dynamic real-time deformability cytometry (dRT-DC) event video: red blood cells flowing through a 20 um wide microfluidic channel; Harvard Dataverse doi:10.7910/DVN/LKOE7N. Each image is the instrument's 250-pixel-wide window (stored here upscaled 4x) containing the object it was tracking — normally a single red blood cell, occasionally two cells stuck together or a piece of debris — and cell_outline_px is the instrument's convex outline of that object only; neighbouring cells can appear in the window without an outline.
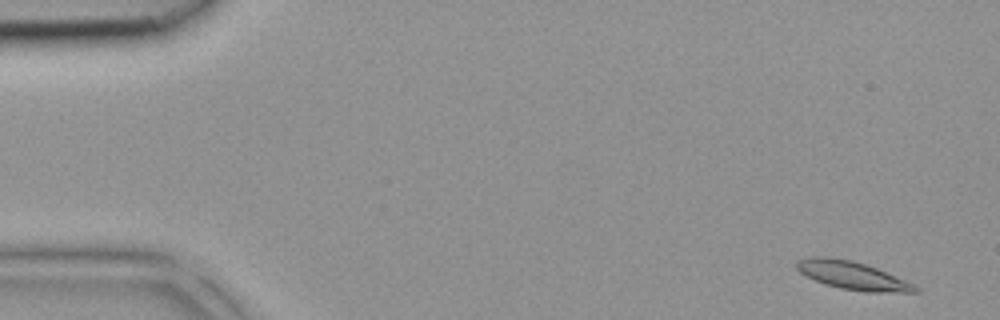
{"species": "common noctule bat (a hibernating species)", "species_latin": "Nyctalus noctula", "temperature_condition": "room temperature", "stored_images_in_passage": 43, "camera_frame_rate_fps": 3000, "um_per_image_px": 0.085, "animal": {"sex": "female", "body_mass_g": 18.4}, "frame": {"image": 1, "passage_image": 2, "time_ms": 0.333, "image_size_px": [1000, 320], "cell_outline_px": [[920, 292], [864, 292], [840, 288], [824, 284], [800, 272], [796, 268], [796, 264], [800, 260], [808, 256], [828, 256], [852, 260], [876, 268], [904, 280], [920, 288]], "centroid_in_image_um": [72.44, 23.41], "position_along_channel_um": 12.6, "area_um2": 19.25}}
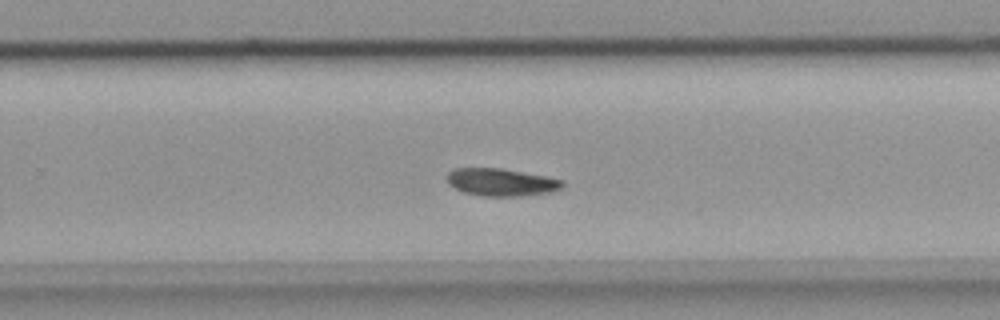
{"frame": {"image": 2, "passage_image": 27, "time_ms": 8.667, "image_size_px": [1000, 320], "cell_outline_px": [[564, 184], [560, 188], [548, 192], [520, 196], [480, 196], [464, 192], [448, 184], [448, 172], [452, 168], [500, 168], [544, 176], [564, 180]], "centroid_in_image_um": [42.57, 15.48], "position_along_channel_um": 287.2, "area_um2": 18.32}}
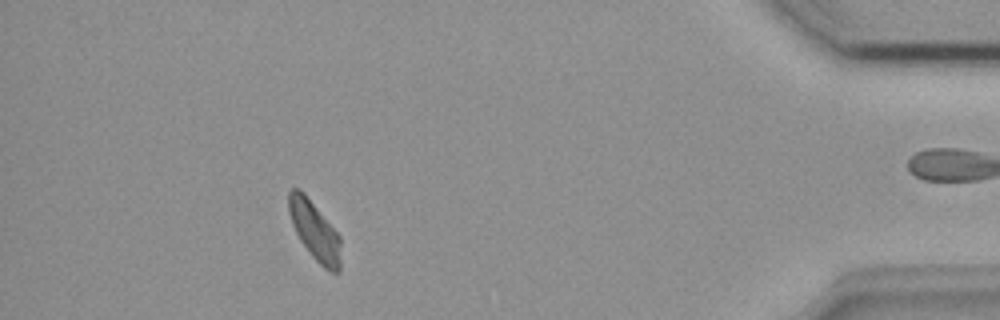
{"frame": {"image": 3, "passage_image": 38, "time_ms": 12.333, "image_size_px": [1000, 320], "cell_outline_px": [[340, 272], [332, 272], [324, 268], [312, 256], [300, 240], [292, 224], [288, 212], [288, 192], [292, 188], [300, 188], [304, 192], [340, 236]], "centroid_in_image_um": [26.73, 19.59], "position_along_channel_um": 408.5, "area_um2": 17.74}}